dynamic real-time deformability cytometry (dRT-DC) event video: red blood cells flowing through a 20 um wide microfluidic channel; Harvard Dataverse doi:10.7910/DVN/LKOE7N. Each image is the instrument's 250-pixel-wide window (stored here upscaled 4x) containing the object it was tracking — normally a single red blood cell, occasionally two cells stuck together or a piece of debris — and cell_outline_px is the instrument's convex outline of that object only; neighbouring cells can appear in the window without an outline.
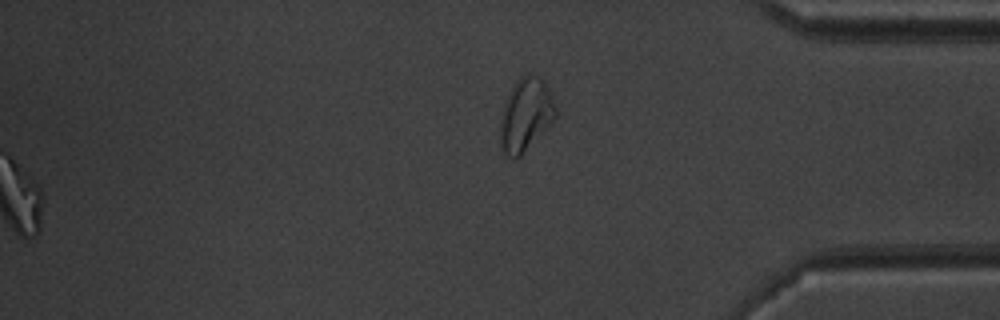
{"species": "common noctule bat (a hibernating species)", "species_latin": "Nyctalus noctula", "temperature_condition": "warm", "stored_images_in_passage": 52, "segment_of_instrument_passage": [2, 2], "camera_frame_rate_fps": 3000, "um_per_image_px": 0.085, "animal": {"sex": "male", "body_mass_g": 20.1, "forearm_length_mm": 53.5}, "frame": {"image": 1, "passage_image": 52, "time_ms": 17.0, "image_size_px": [1000, 320], "cell_outline_px": [[556, 116], [552, 124], [520, 156], [512, 160], [504, 152], [500, 144], [500, 112], [508, 92], [516, 80], [524, 72], [536, 76], [544, 80], [552, 92], [556, 108]], "centroid_in_image_um": [44.68, 9.72], "position_along_channel_um": 390.5, "area_um2": 24.22}}